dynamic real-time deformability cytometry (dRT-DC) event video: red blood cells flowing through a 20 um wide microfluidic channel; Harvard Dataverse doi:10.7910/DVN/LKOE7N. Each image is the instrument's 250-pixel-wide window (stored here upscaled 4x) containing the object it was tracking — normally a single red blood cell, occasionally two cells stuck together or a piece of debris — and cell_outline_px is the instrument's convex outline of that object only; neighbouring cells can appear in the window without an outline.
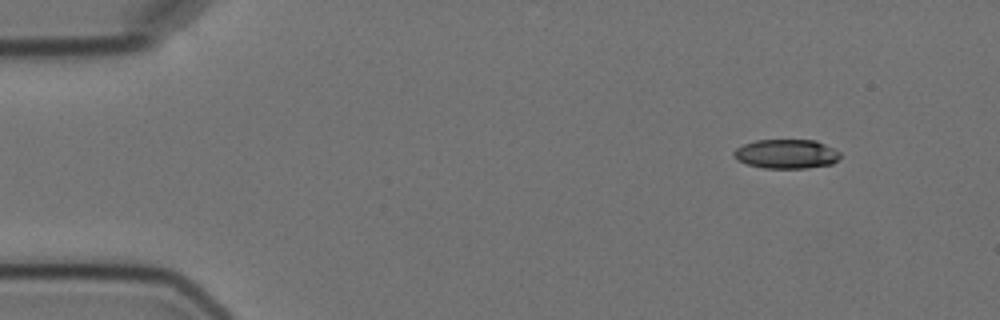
{"species": "Egyptian fruit bat (a non-hibernating species)", "species_latin": "Rousettus aegyptiacus", "temperature_condition": "cold", "stored_images_in_passage": 4, "camera_frame_rate_fps": 3000, "um_per_image_px": 0.085, "animal": {"sex": "female"}, "frame": {"image": 1, "passage_image": 1, "time_ms": 0.0, "image_size_px": [1000, 320], "cell_outline_px": [[840, 156], [832, 164], [804, 168], [764, 168], [748, 164], [736, 160], [732, 152], [736, 148], [744, 144], [756, 140], [816, 140], [840, 152]], "centroid_in_image_um": [66.81, 13.08], "position_along_channel_um": 18.2, "area_um2": 18.03}}
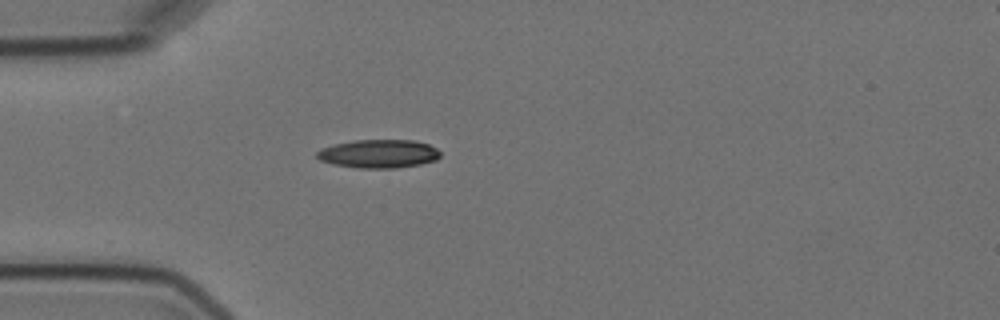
{"frame": {"image": 2, "passage_image": 4, "time_ms": 3.333, "image_size_px": [1000, 320], "cell_outline_px": [[440, 156], [436, 160], [420, 164], [396, 168], [360, 168], [332, 164], [320, 160], [316, 156], [316, 152], [320, 148], [352, 140], [412, 140], [428, 144], [436, 148], [440, 152]], "centroid_in_image_um": [32.17, 13.07], "position_along_channel_um": 52.8, "area_um2": 20.46}}